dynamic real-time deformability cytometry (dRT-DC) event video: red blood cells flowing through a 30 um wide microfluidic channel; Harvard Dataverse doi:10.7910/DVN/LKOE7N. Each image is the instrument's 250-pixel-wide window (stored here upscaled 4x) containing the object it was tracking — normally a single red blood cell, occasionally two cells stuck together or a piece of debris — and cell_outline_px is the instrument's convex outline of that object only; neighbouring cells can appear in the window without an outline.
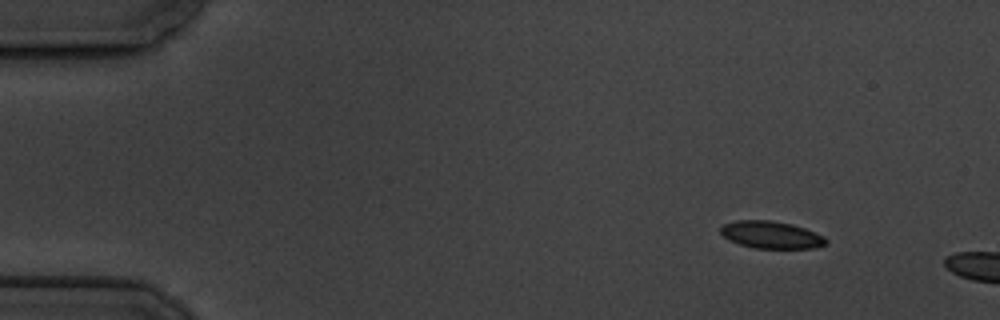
{"species": "common noctule bat (a hibernating species)", "species_latin": "Nyctalus noctula", "temperature_condition": "cold", "stored_images_in_passage": 2, "camera_frame_rate_fps": 3000, "um_per_image_px": 0.085, "animal": {"sex": "male", "body_mass_g": 19.5, "forearm_length_mm": 54.6}, "frame": {"image": 1, "passage_image": 1, "time_ms": 0.0, "image_size_px": [1000, 320], "cell_outline_px": [[828, 240], [824, 244], [812, 248], [756, 248], [740, 244], [724, 236], [720, 232], [720, 228], [724, 224], [736, 220], [772, 220], [792, 224], [804, 228], [824, 236]], "centroid_in_image_um": [65.55, 19.95], "position_along_channel_um": 19.5, "area_um2": 16.53}}